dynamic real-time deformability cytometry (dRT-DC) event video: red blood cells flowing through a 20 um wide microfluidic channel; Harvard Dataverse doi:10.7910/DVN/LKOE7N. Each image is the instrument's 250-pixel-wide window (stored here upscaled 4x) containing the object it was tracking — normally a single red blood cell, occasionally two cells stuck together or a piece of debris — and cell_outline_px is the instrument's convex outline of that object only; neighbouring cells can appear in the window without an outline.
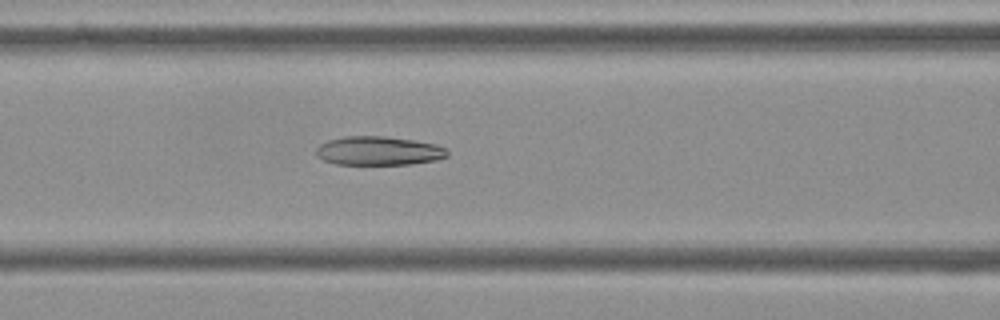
{"species": "Egyptian fruit bat (a non-hibernating species)", "species_latin": "Rousettus aegyptiacus", "temperature_condition": "cold", "stored_images_in_passage": 43, "camera_frame_rate_fps": 3000, "um_per_image_px": 0.085, "frame": {"image": 1, "passage_image": 11, "time_ms": 3.333, "image_size_px": [1000, 320], "cell_outline_px": [[448, 156], [436, 160], [408, 164], [336, 164], [324, 160], [316, 156], [316, 148], [320, 144], [328, 140], [344, 136], [384, 136], [412, 140], [436, 144], [448, 148]], "centroid_in_image_um": [32.18, 12.81], "position_along_channel_um": 134.4, "area_um2": 22.08}}
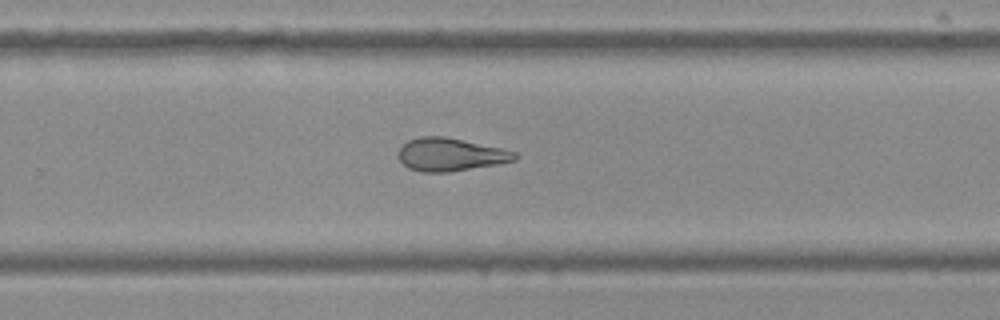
{"frame": {"image": 2, "passage_image": 24, "time_ms": 7.667, "image_size_px": [1000, 320], "cell_outline_px": [[516, 160], [496, 164], [448, 172], [420, 172], [408, 168], [396, 156], [396, 152], [408, 140], [420, 136], [444, 136], [500, 148], [516, 152]], "centroid_in_image_um": [38.22, 13.13], "position_along_channel_um": 291.6, "area_um2": 22.25}}
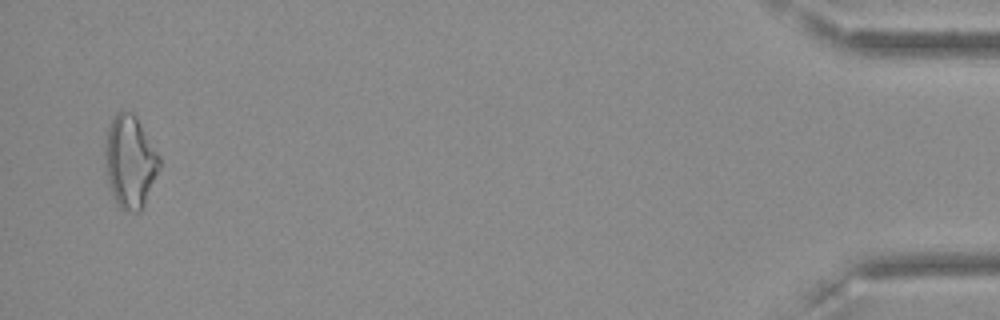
{"frame": {"image": 3, "passage_image": 42, "time_ms": 13.667, "image_size_px": [1000, 320], "cell_outline_px": [[160, 168], [144, 204], [140, 212], [132, 212], [120, 208], [116, 204], [108, 180], [104, 152], [104, 144], [108, 128], [116, 112], [132, 112], [136, 116], [160, 156]], "centroid_in_image_um": [11.05, 13.74], "position_along_channel_um": 424.1, "area_um2": 29.13}, "authors_computed_cell_mechanics": {"area_um2": 22.831, "velocity_mm_per_s": 3.6324, "shape_relaxation_time_tau1_ms": null, "shape_relaxation_time_tau2_ms": 3.9432, "deformation_change_tau1": null, "deformation_change_tau2": 0.1334}}